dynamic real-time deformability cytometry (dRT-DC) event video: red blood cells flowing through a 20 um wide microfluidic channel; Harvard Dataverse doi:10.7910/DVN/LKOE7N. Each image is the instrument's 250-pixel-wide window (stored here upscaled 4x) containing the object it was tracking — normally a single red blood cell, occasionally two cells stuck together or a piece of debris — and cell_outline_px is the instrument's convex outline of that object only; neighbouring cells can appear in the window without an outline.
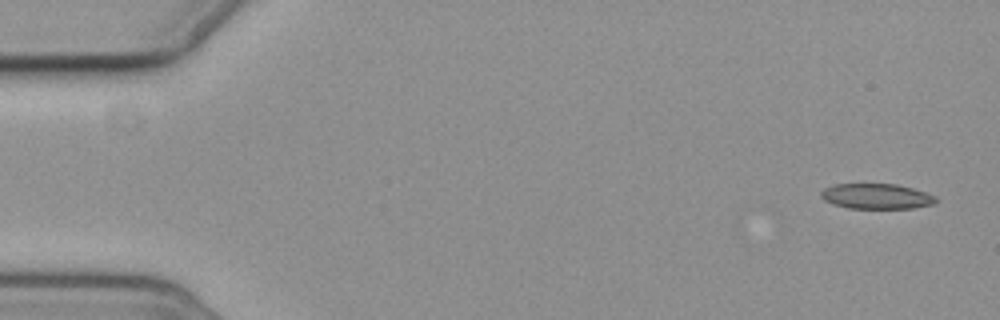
{"species": "common noctule bat (a hibernating species)", "species_latin": "Nyctalus noctula", "temperature_condition": "cold", "stored_images_in_passage": 5, "camera_frame_rate_fps": 3000, "um_per_image_px": 0.085, "animal": {"sex": "female", "body_mass_g": 19.3, "forearm_length_mm": 54.1}, "frame": {"image": 1, "passage_image": 1, "time_ms": 0.0, "image_size_px": [1000, 320], "cell_outline_px": [[940, 200], [936, 204], [912, 208], [848, 208], [832, 204], [824, 200], [820, 196], [820, 192], [824, 188], [836, 184], [896, 184], [912, 188], [936, 196]], "centroid_in_image_um": [74.52, 16.69], "position_along_channel_um": 10.5, "area_um2": 17.05}}
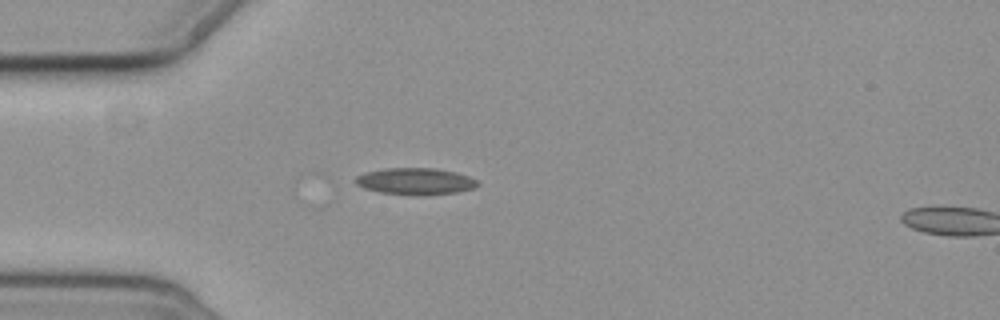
{"frame": {"image": 2, "passage_image": 5, "time_ms": 4.667, "image_size_px": [1000, 320], "cell_outline_px": [[480, 184], [472, 188], [456, 192], [420, 196], [416, 196], [380, 192], [364, 188], [356, 184], [356, 176], [364, 172], [384, 168], [436, 168], [456, 172], [468, 176], [476, 180]], "centroid_in_image_um": [35.29, 15.41], "position_along_channel_um": 49.7, "area_um2": 19.07}}